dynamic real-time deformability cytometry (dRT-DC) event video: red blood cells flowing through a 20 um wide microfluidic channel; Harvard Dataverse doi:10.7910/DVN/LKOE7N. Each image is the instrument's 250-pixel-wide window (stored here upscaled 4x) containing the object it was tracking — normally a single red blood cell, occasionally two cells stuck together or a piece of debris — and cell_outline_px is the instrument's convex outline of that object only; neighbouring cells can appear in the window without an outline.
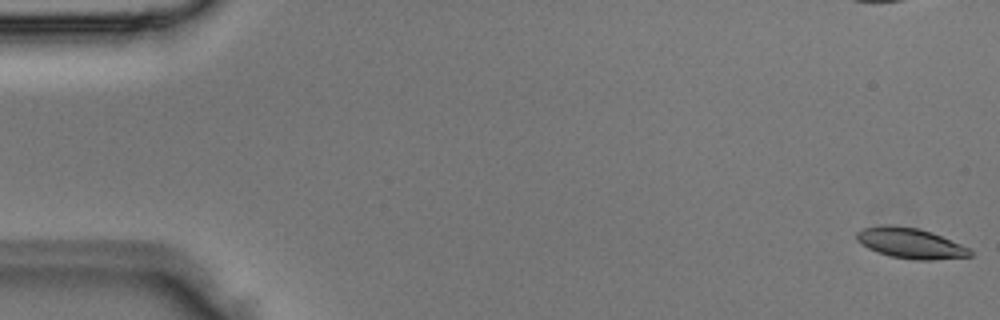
{"species": "Egyptian fruit bat (a non-hibernating species)", "species_latin": "Rousettus aegyptiacus", "temperature_condition": "room temperature", "stored_images_in_passage": 5, "camera_frame_rate_fps": 3000, "um_per_image_px": 0.085, "animal": {"sex": "male"}, "frame": {"image": 1, "passage_image": 1, "time_ms": 0.0, "image_size_px": [1000, 320], "cell_outline_px": [[972, 256], [932, 260], [916, 260], [892, 256], [868, 248], [860, 244], [856, 240], [856, 232], [860, 228], [880, 224], [888, 224], [920, 228], [932, 232], [960, 244], [968, 248], [972, 252]], "centroid_in_image_um": [77.34, 20.64], "position_along_channel_um": 7.7, "area_um2": 20.23}}